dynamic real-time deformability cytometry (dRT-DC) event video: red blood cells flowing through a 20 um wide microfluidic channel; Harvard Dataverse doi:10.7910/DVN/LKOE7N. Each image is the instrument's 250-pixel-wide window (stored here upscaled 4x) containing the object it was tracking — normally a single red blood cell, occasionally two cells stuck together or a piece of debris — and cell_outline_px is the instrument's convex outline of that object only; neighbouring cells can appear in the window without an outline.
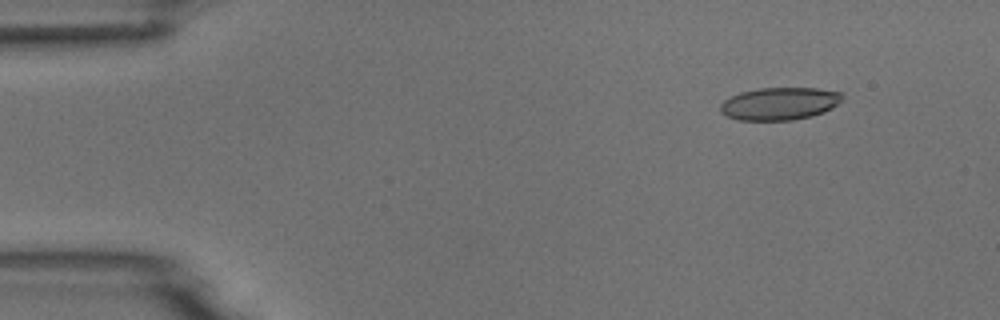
{"species": "common noctule bat (a hibernating species)", "species_latin": "Nyctalus noctula", "temperature_condition": "room temperature", "stored_images_in_passage": 4, "camera_frame_rate_fps": 3000, "um_per_image_px": 0.085, "animal": {"sex": "male", "body_mass_g": 18.8}, "frame": {"image": 1, "passage_image": 1, "time_ms": 0.0, "image_size_px": [1000, 320], "cell_outline_px": [[844, 96], [832, 108], [824, 112], [812, 116], [792, 120], [740, 120], [728, 116], [720, 112], [720, 104], [724, 100], [740, 92], [760, 88], [816, 88], [844, 92]], "centroid_in_image_um": [66.28, 8.8], "position_along_channel_um": 18.7, "area_um2": 23.18}}
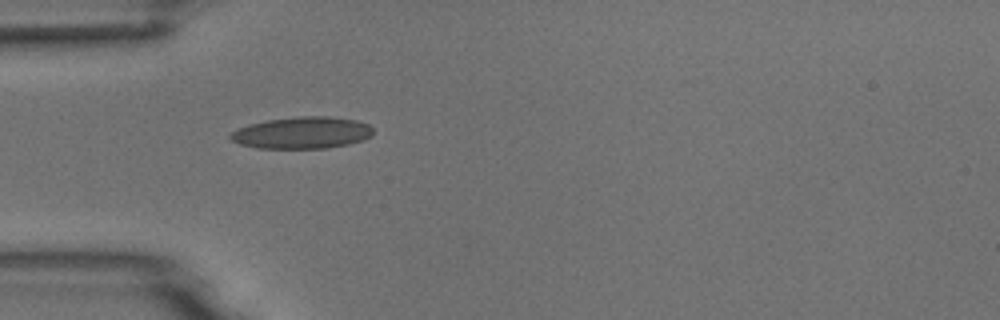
{"frame": {"image": 2, "passage_image": 4, "time_ms": 3.333, "image_size_px": [1000, 320], "cell_outline_px": [[372, 136], [364, 140], [348, 144], [324, 148], [256, 148], [240, 144], [232, 140], [228, 136], [236, 128], [248, 124], [268, 120], [300, 116], [328, 116], [356, 120], [368, 124], [372, 128]], "centroid_in_image_um": [25.67, 11.28], "position_along_channel_um": 59.3, "area_um2": 26.47}}